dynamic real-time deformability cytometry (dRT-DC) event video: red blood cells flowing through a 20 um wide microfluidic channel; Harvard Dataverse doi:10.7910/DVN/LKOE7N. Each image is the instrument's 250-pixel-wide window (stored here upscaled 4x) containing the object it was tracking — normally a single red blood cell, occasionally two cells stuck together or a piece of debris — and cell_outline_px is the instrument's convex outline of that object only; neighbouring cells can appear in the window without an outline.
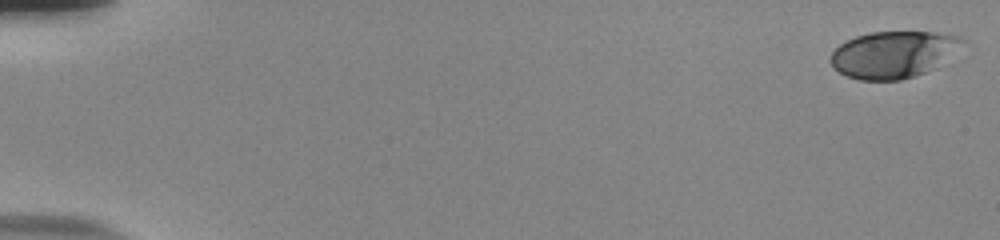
{"species": "human", "species_latin": "Homo sapiens", "temperature_condition": "room temperature", "stored_images_in_passage": 56, "camera_frame_rate_fps": 3000, "um_per_image_px": 0.085, "donor": {"sex": "male"}, "frame": {"image": 1, "passage_image": 1, "time_ms": 0.0, "image_size_px": [1000, 240], "cell_outline_px": [[968, 40], [936, 68], [900, 80], [860, 80], [848, 76], [832, 68], [828, 60], [832, 52], [840, 44], [856, 36], [872, 32], [936, 32], [960, 36]], "centroid_in_image_um": [75.93, 4.62], "position_along_channel_um": 9.1, "area_um2": 35.95}}
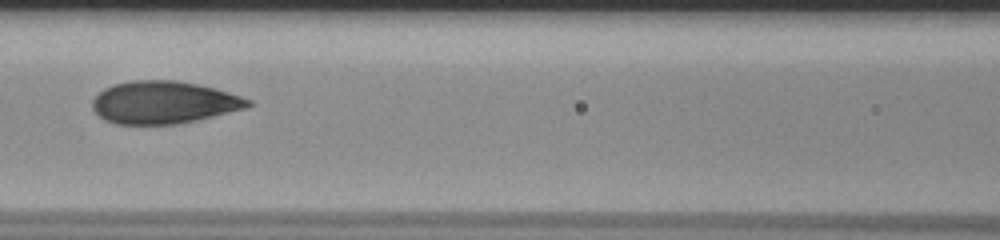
{"frame": {"image": 2, "passage_image": 27, "time_ms": 8.667, "image_size_px": [1000, 240], "cell_outline_px": [[252, 104], [244, 108], [180, 124], [116, 124], [104, 120], [92, 108], [92, 100], [104, 88], [116, 84], [132, 80], [176, 80], [216, 88], [252, 100]], "centroid_in_image_um": [13.9, 8.7], "position_along_channel_um": 152.7, "area_um2": 38.32}}
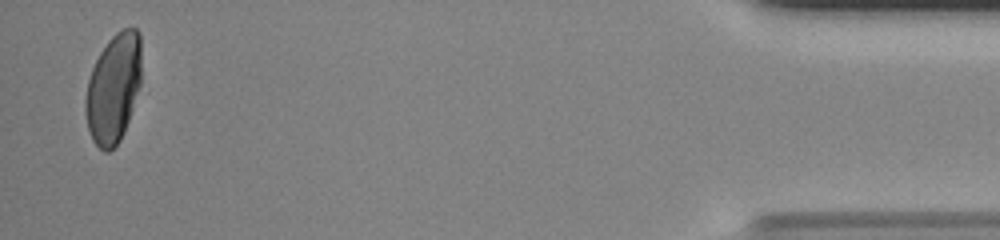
{"frame": {"image": 3, "passage_image": 55, "time_ms": 18.0, "image_size_px": [1000, 240], "cell_outline_px": [[140, 84], [124, 132], [120, 140], [108, 152], [104, 152], [92, 140], [88, 128], [84, 108], [84, 100], [88, 80], [92, 68], [100, 52], [108, 40], [116, 32], [124, 28], [136, 28], [140, 32]], "centroid_in_image_um": [9.62, 7.49], "position_along_channel_um": 425.6, "area_um2": 35.43}, "authors_computed_cell_mechanics": {"area_um2": 38.3792, "velocity_mm_per_s": 3.7238, "shape_relaxation_time_tau1_ms": 4.8739, "shape_relaxation_time_tau2_ms": null, "deformation_change_tau1": 0.1938, "deformation_change_tau2": null}}